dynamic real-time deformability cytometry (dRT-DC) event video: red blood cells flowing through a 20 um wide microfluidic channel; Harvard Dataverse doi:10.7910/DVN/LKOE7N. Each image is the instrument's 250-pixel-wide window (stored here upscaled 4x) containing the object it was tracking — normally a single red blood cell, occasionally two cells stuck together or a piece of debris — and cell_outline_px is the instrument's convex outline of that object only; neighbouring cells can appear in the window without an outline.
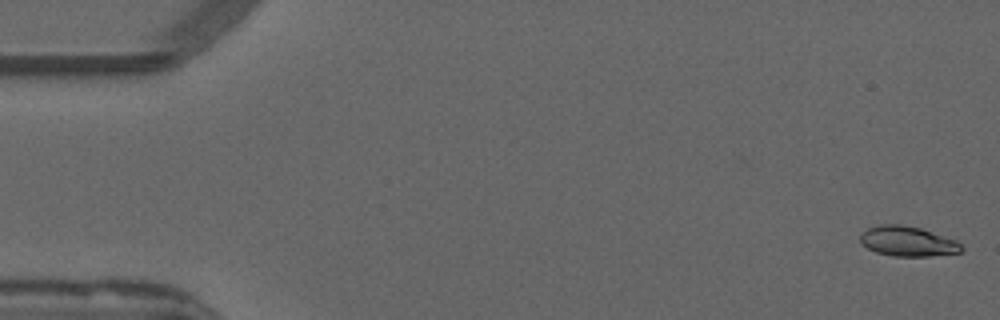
{"species": "common noctule bat (a hibernating species)", "species_latin": "Nyctalus noctula", "temperature_condition": "warm", "stored_images_in_passage": 53, "camera_frame_rate_fps": 3000, "um_per_image_px": 0.085, "animal": {"sex": "male", "forearm_length_mm": 52.5}, "frame": {"image": 1, "passage_image": 1, "time_ms": 0.0, "image_size_px": [1000, 320], "cell_outline_px": [[964, 248], [960, 252], [928, 256], [892, 256], [876, 252], [860, 244], [860, 236], [868, 228], [880, 224], [900, 224], [920, 228], [956, 240]], "centroid_in_image_um": [77.13, 20.51], "position_along_channel_um": 7.9, "area_um2": 17.57}}
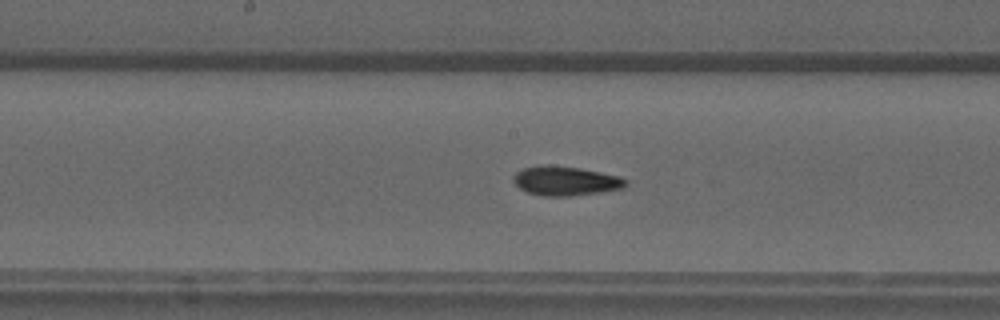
{"frame": {"image": 2, "passage_image": 27, "time_ms": 8.667, "image_size_px": [1000, 320], "cell_outline_px": [[628, 184], [624, 188], [600, 192], [568, 196], [540, 196], [528, 192], [520, 188], [512, 180], [512, 176], [516, 172], [524, 168], [540, 164], [548, 164], [580, 168], [620, 176], [628, 180]], "centroid_in_image_um": [48.07, 15.37], "position_along_channel_um": 200.1, "area_um2": 19.36}}
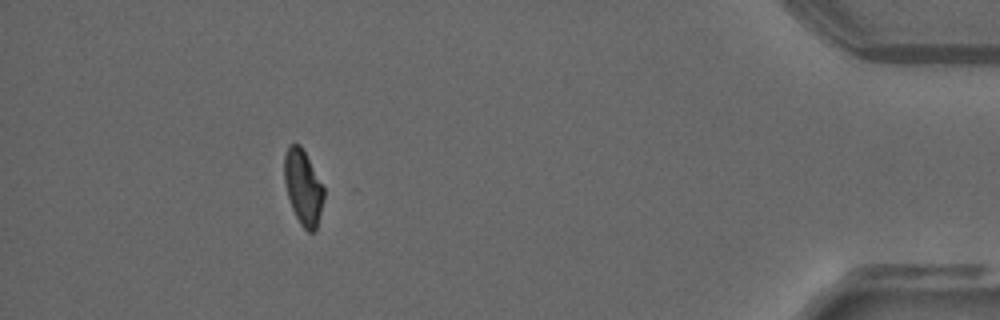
{"frame": {"image": 3, "passage_image": 48, "time_ms": 15.667, "image_size_px": [1000, 320], "cell_outline_px": [[324, 196], [316, 232], [308, 232], [300, 224], [292, 208], [288, 196], [284, 180], [284, 156], [288, 144], [300, 144], [324, 188]], "centroid_in_image_um": [25.76, 15.93], "position_along_channel_um": 409.4, "area_um2": 17.11}, "authors_computed_cell_mechanics": {"area_um2": 17.9758, "velocity_mm_per_s": 3.8455, "shape_relaxation_time_tau1_ms": 5.3832, "shape_relaxation_time_tau2_ms": 2.825, "deformation_change_tau1": 0.17, "deformation_change_tau2": 0.0761}}